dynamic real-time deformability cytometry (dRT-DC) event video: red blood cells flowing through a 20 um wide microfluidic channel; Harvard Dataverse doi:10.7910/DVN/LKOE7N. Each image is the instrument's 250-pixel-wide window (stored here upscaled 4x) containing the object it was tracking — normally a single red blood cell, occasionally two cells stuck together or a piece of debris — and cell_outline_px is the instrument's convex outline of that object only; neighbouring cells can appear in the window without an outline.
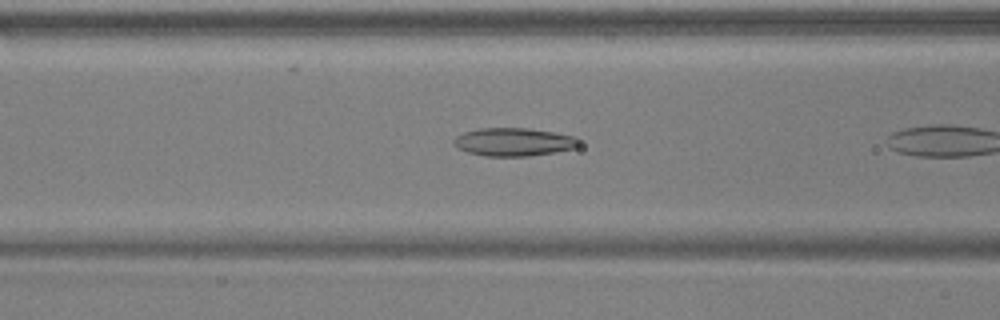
{"species": "common noctule bat (a hibernating species)", "species_latin": "Nyctalus noctula", "temperature_condition": "warm", "stored_images_in_passage": 12, "camera_frame_rate_fps": 3000, "um_per_image_px": 0.085, "animal": {"sex": "male", "body_mass_g": 17.9, "forearm_length_mm": 54.2}, "frame": {"image": 1, "passage_image": 7, "time_ms": 2.0, "image_size_px": [1000, 320], "cell_outline_px": [[580, 144], [576, 148], [528, 156], [484, 156], [468, 152], [452, 144], [452, 140], [456, 136], [464, 132], [480, 128], [528, 128], [576, 136], [580, 140]], "centroid_in_image_um": [43.67, 12.06], "position_along_channel_um": 122.9, "area_um2": 20.52}}
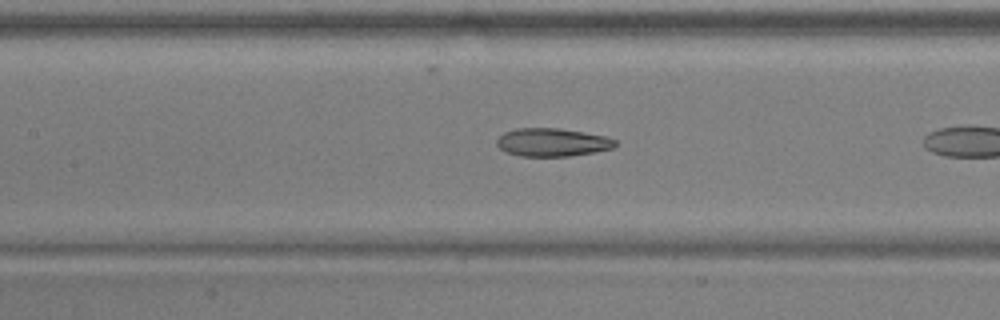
{"frame": {"image": 2, "passage_image": 10, "time_ms": 3.0, "image_size_px": [1000, 320], "cell_outline_px": [[616, 144], [612, 148], [592, 152], [568, 156], [520, 156], [508, 152], [500, 148], [496, 144], [496, 140], [504, 132], [516, 128], [556, 128], [604, 136], [616, 140]], "centroid_in_image_um": [46.9, 12.09], "position_along_channel_um": 160.5, "area_um2": 19.07}}